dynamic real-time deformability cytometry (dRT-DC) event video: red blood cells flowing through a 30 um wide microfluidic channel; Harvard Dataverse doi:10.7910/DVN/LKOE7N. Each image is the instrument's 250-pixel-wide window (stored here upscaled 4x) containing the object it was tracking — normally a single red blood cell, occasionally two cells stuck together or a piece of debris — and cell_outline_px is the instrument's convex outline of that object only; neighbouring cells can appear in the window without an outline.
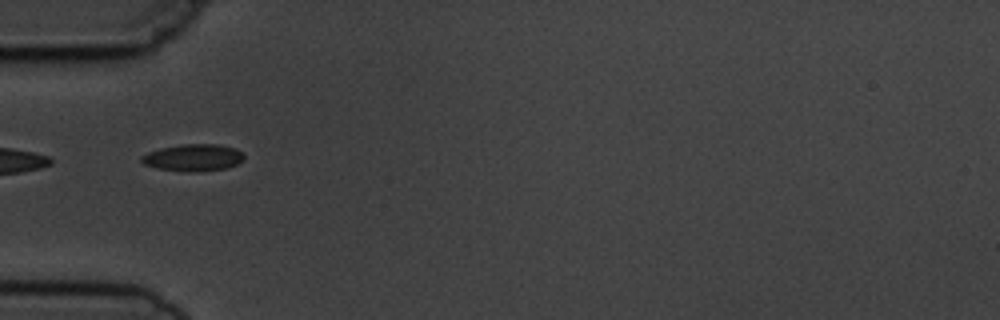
{"species": "common noctule bat (a hibernating species)", "species_latin": "Nyctalus noctula", "temperature_condition": "cold", "stored_images_in_passage": 4, "camera_frame_rate_fps": 3000, "um_per_image_px": 0.085, "animal": {"sex": "male", "body_mass_g": 19.5, "forearm_length_mm": 54.6}, "frame": {"image": 1, "passage_image": 1, "time_ms": 0.0, "image_size_px": [1000, 320], "cell_outline_px": [[244, 160], [236, 164], [224, 168], [196, 172], [188, 172], [160, 168], [144, 164], [140, 160], [140, 156], [148, 152], [160, 148], [184, 144], [220, 144], [236, 148], [244, 156]], "centroid_in_image_um": [16.42, 13.38], "position_along_channel_um": 68.6, "area_um2": 16.01}}
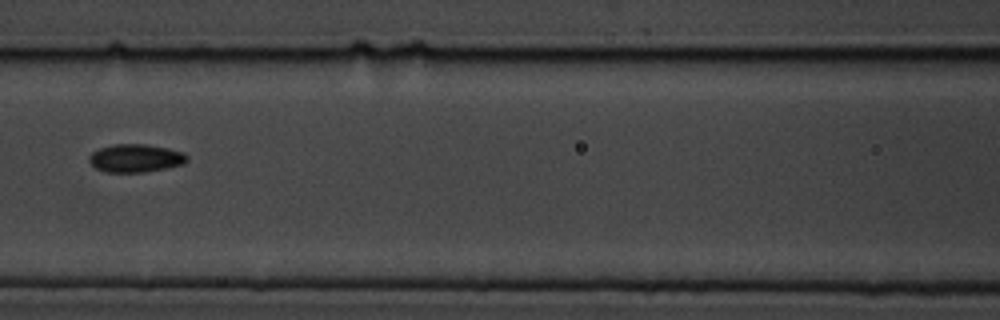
{"frame": {"image": 2, "passage_image": 3, "time_ms": 2.333, "image_size_px": [1000, 320], "cell_outline_px": [[188, 160], [184, 164], [144, 172], [104, 172], [96, 168], [88, 160], [88, 156], [92, 152], [100, 148], [112, 144], [144, 144], [168, 148], [184, 152], [188, 156]], "centroid_in_image_um": [11.52, 13.44], "position_along_channel_um": 155.1, "area_um2": 16.07}}
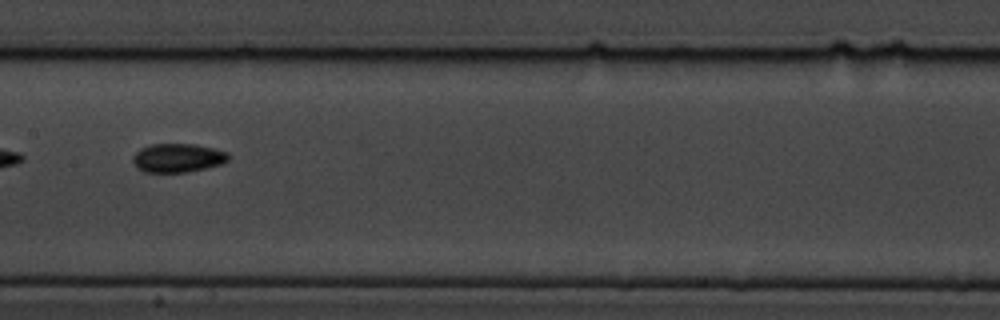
{"frame": {"image": 3, "passage_image": 4, "time_ms": 3.333, "image_size_px": [1000, 320], "cell_outline_px": [[228, 160], [220, 164], [204, 168], [184, 172], [144, 172], [136, 168], [132, 160], [132, 156], [140, 148], [152, 144], [196, 144], [228, 152]], "centroid_in_image_um": [15.06, 13.41], "position_along_channel_um": 192.3, "area_um2": 15.95}}